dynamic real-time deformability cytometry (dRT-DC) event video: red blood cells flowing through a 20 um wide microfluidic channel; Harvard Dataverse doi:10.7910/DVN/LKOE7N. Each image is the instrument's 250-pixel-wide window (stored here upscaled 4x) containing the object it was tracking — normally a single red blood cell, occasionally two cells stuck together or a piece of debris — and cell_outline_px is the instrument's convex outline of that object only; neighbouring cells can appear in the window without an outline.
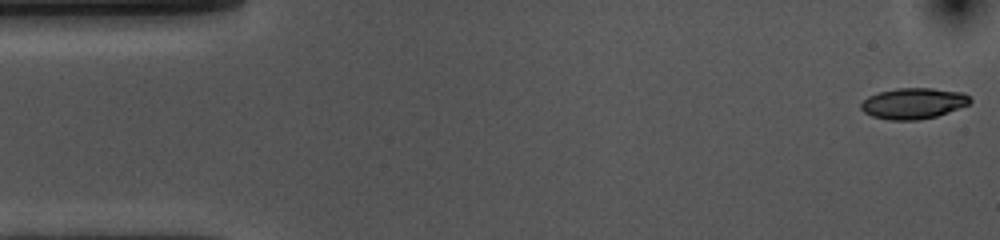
{"species": "common noctule bat (a hibernating species)", "species_latin": "Nyctalus noctula", "temperature_condition": "cold", "stored_images_in_passage": 54, "camera_frame_rate_fps": 3000, "um_per_image_px": 0.085, "animal": {"sex": "female", "body_mass_g": 10.0, "forearm_length_mm": 53.1}, "frame": {"image": 1, "passage_image": 1, "time_ms": 0.0, "image_size_px": [1000, 240], "cell_outline_px": [[972, 100], [968, 104], [948, 112], [936, 116], [916, 120], [888, 120], [872, 116], [864, 112], [860, 108], [860, 104], [868, 96], [880, 92], [896, 88], [932, 88], [964, 92]], "centroid_in_image_um": [77.62, 8.78], "position_along_channel_um": 7.4, "area_um2": 19.59}}
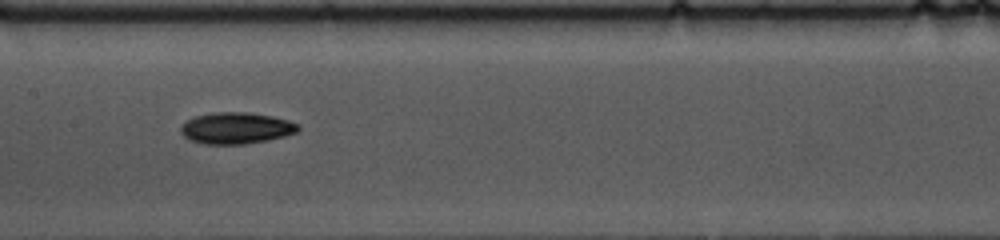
{"frame": {"image": 2, "passage_image": 25, "time_ms": 8.0, "image_size_px": [1000, 240], "cell_outline_px": [[300, 128], [296, 132], [284, 136], [268, 140], [244, 144], [204, 144], [188, 140], [180, 132], [180, 128], [188, 120], [196, 116], [216, 112], [248, 112], [272, 116], [288, 120], [300, 124]], "centroid_in_image_um": [20.08, 10.89], "position_along_channel_um": 187.3, "area_um2": 21.5}}
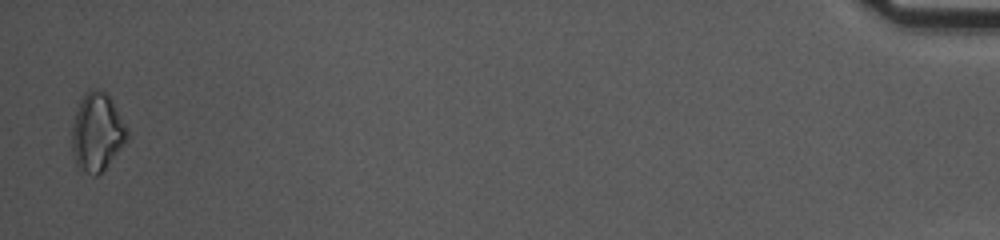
{"frame": {"image": 3, "passage_image": 53, "time_ms": 17.333, "image_size_px": [1000, 240], "cell_outline_px": [[128, 136], [104, 168], [96, 176], [92, 176], [76, 168], [72, 156], [72, 124], [80, 100], [92, 88], [96, 88], [104, 92], [108, 96], [128, 128]], "centroid_in_image_um": [8.2, 11.26], "position_along_channel_um": 427.0, "area_um2": 24.68}, "authors_computed_cell_mechanics": {"area_um2": 20.3456, "velocity_mm_per_s": 3.6211, "shape_relaxation_time_tau1_ms": 3.0887, "shape_relaxation_time_tau2_ms": null, "deformation_change_tau1": 0.087, "deformation_change_tau2": null}}